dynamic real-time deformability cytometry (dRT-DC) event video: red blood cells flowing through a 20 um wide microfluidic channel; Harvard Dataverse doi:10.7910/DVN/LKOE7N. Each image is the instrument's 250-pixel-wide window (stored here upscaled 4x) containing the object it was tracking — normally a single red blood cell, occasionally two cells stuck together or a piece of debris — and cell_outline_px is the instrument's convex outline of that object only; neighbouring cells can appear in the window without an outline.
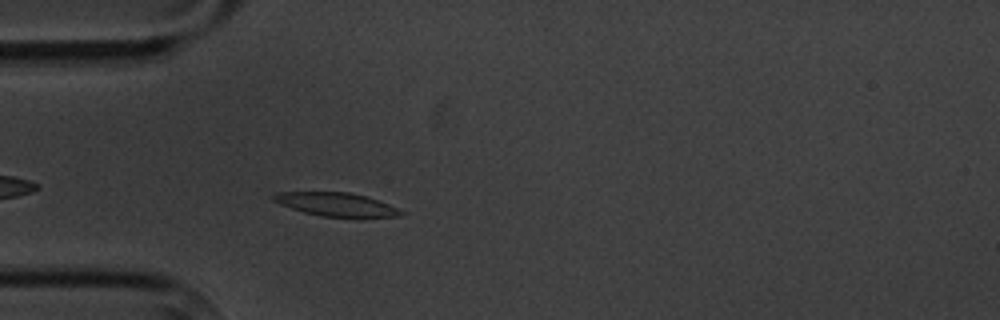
{"species": "common noctule bat (a hibernating species)", "species_latin": "Nyctalus noctula", "temperature_condition": "cold", "stored_images_in_passage": 3, "camera_frame_rate_fps": 3000, "um_per_image_px": 0.085, "animal": {"sex": "male", "body_mass_g": 20.1, "forearm_length_mm": 53.5}, "frame": {"image": 1, "passage_image": 3, "time_ms": 2.333, "image_size_px": [1000, 320], "cell_outline_px": [[404, 212], [400, 216], [364, 220], [360, 220], [320, 216], [304, 212], [280, 204], [272, 200], [272, 196], [276, 192], [348, 192], [368, 196], [388, 204]], "centroid_in_image_um": [28.67, 17.42], "position_along_channel_um": 56.3, "area_um2": 18.26}}